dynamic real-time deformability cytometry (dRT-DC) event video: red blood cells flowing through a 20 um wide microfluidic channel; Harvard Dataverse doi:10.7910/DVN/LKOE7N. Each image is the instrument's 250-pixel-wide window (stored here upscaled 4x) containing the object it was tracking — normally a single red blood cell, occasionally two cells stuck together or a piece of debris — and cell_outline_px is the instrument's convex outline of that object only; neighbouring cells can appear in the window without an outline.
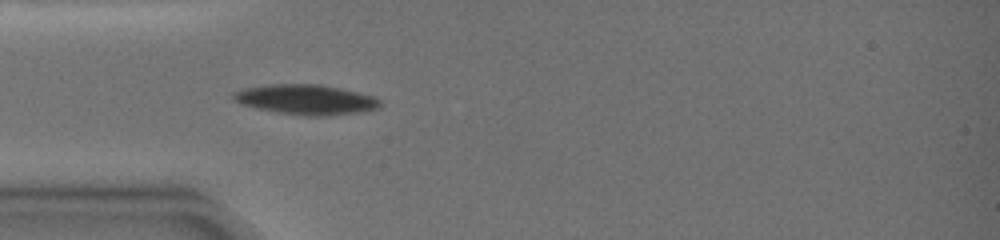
{"species": "common noctule bat (a hibernating species)", "species_latin": "Nyctalus noctula", "temperature_condition": "warm", "stored_images_in_passage": 7, "camera_frame_rate_fps": 3000, "um_per_image_px": 0.085, "animal": {"sex": "female", "body_mass_g": 19.0, "forearm_length_mm": 51.5}, "frame": {"image": 1, "passage_image": 1, "time_ms": 0.0, "image_size_px": [1000, 240], "cell_outline_px": [[384, 104], [380, 108], [360, 112], [328, 116], [308, 116], [276, 112], [256, 108], [240, 104], [232, 100], [232, 92], [244, 88], [268, 84], [320, 84], [340, 88], [376, 96]], "centroid_in_image_um": [26.02, 8.46], "position_along_channel_um": 59.0, "area_um2": 26.07}}